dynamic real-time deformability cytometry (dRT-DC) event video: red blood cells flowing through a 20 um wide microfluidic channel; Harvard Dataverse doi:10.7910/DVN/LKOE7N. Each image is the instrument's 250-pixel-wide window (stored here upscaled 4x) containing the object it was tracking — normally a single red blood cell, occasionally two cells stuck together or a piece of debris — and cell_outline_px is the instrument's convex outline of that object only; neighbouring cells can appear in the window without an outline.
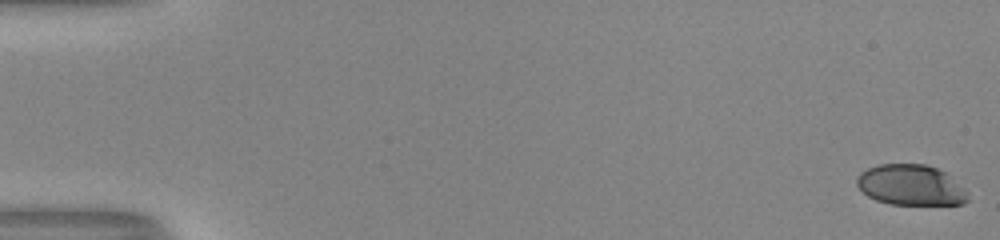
{"species": "human", "species_latin": "Homo sapiens", "temperature_condition": "room temperature", "stored_images_in_passage": 53, "camera_frame_rate_fps": 3000, "um_per_image_px": 0.085, "donor": {"sex": "male"}, "frame": {"image": 1, "passage_image": 1, "time_ms": 0.0, "image_size_px": [1000, 240], "cell_outline_px": [[968, 200], [964, 204], [892, 204], [876, 200], [868, 196], [856, 184], [856, 176], [860, 172], [868, 168], [880, 164], [924, 164], [936, 168], [944, 172], [964, 188], [968, 192]], "centroid_in_image_um": [77.4, 15.73], "position_along_channel_um": 7.6, "area_um2": 26.13}}
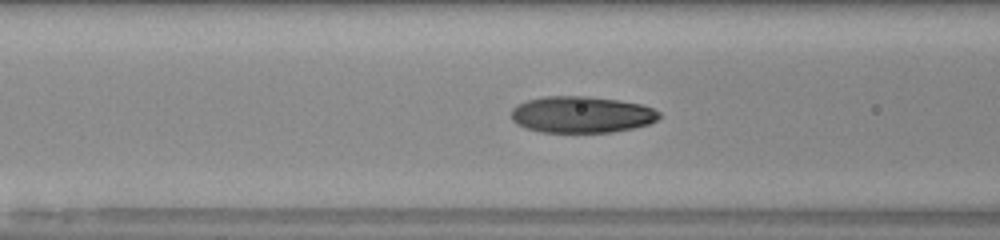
{"frame": {"image": 2, "passage_image": 23, "time_ms": 7.333, "image_size_px": [1000, 240], "cell_outline_px": [[660, 116], [656, 120], [648, 124], [632, 128], [612, 132], [540, 132], [524, 128], [516, 124], [512, 120], [512, 108], [516, 104], [528, 100], [544, 96], [588, 96], [616, 100], [640, 104], [652, 108], [660, 112]], "centroid_in_image_um": [49.39, 9.74], "position_along_channel_um": 117.2, "area_um2": 31.5}}
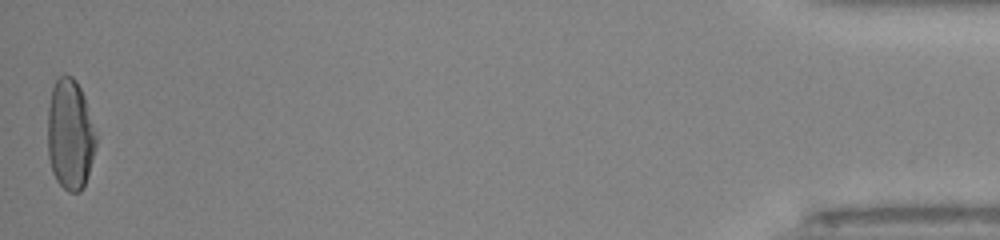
{"frame": {"image": 3, "passage_image": 53, "time_ms": 17.333, "image_size_px": [1000, 240], "cell_outline_px": [[96, 148], [88, 176], [84, 188], [80, 192], [68, 192], [56, 180], [52, 172], [48, 156], [48, 108], [52, 88], [56, 80], [64, 72], [72, 76], [76, 80], [84, 96], [96, 132]], "centroid_in_image_um": [5.96, 11.44], "position_along_channel_um": 429.2, "area_um2": 31.56}, "authors_computed_cell_mechanics": {"area_um2": 30.5762, "velocity_mm_per_s": 4.0654, "shape_relaxation_time_tau1_ms": 5.0687, "shape_relaxation_time_tau2_ms": 1.0901, "deformation_change_tau1": 0.2201, "deformation_change_tau2": 0.0642}}